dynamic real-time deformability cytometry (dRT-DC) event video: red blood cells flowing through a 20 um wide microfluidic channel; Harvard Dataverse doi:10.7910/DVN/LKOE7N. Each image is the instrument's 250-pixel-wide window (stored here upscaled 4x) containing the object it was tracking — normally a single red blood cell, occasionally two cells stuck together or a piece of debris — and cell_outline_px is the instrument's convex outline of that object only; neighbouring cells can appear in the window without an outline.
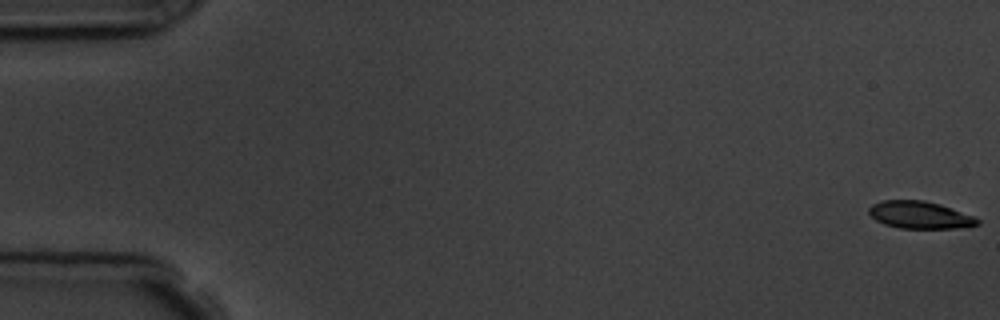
{"species": "common noctule bat (a hibernating species)", "species_latin": "Nyctalus noctula", "temperature_condition": "room temperature", "stored_images_in_passage": 8, "camera_frame_rate_fps": 3000, "um_per_image_px": 0.085, "animal": {"sex": "male", "body_mass_g": 19.5, "forearm_length_mm": 54.6}, "frame": {"image": 1, "passage_image": 1, "time_ms": 0.0, "image_size_px": [1000, 320], "cell_outline_px": [[980, 224], [956, 228], [900, 228], [884, 224], [876, 220], [868, 212], [868, 208], [872, 204], [880, 200], [924, 200], [940, 204], [976, 216], [980, 220]], "centroid_in_image_um": [78.2, 18.26], "position_along_channel_um": 6.8, "area_um2": 17.4}}
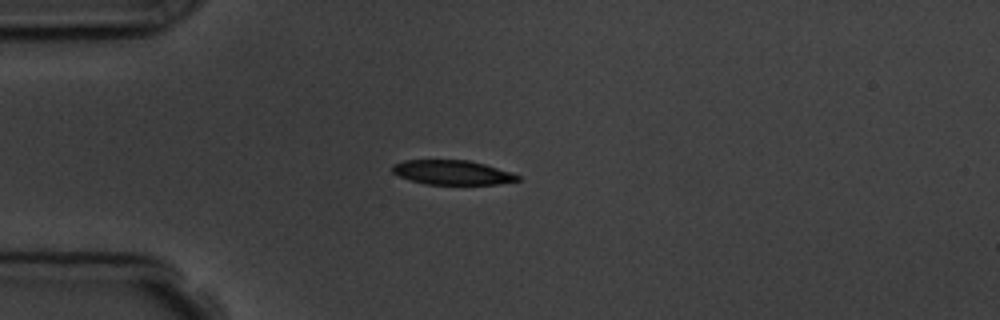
{"frame": {"image": 2, "passage_image": 5, "time_ms": 4.667, "image_size_px": [1000, 320], "cell_outline_px": [[520, 180], [500, 184], [428, 184], [408, 180], [392, 172], [392, 164], [404, 160], [468, 160], [484, 164], [520, 176]], "centroid_in_image_um": [38.4, 14.66], "position_along_channel_um": 46.6, "area_um2": 17.69}}